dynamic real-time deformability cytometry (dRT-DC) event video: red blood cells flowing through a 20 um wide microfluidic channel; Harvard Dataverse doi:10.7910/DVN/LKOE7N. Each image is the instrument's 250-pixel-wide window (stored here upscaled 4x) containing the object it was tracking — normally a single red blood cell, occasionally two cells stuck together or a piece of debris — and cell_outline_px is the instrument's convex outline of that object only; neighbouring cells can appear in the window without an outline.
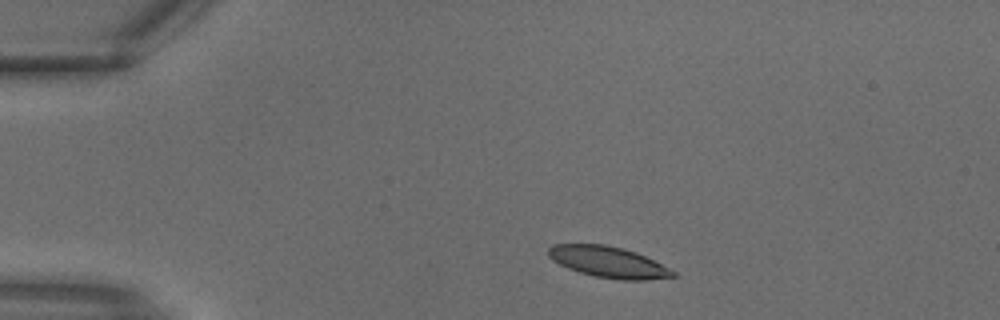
{"species": "common noctule bat (a hibernating species)", "species_latin": "Nyctalus noctula", "temperature_condition": "warm", "stored_images_in_passage": 5, "camera_frame_rate_fps": 3000, "um_per_image_px": 0.085, "animal": {"sex": "male", "body_mass_g": 18.8}, "frame": {"image": 1, "passage_image": 2, "time_ms": 0.333, "image_size_px": [1000, 320], "cell_outline_px": [[676, 276], [644, 280], [624, 280], [596, 276], [580, 272], [568, 268], [552, 260], [548, 256], [548, 248], [552, 244], [604, 244], [624, 248], [636, 252], [676, 272]], "centroid_in_image_um": [51.68, 22.26], "position_along_channel_um": 33.3, "area_um2": 22.31}}